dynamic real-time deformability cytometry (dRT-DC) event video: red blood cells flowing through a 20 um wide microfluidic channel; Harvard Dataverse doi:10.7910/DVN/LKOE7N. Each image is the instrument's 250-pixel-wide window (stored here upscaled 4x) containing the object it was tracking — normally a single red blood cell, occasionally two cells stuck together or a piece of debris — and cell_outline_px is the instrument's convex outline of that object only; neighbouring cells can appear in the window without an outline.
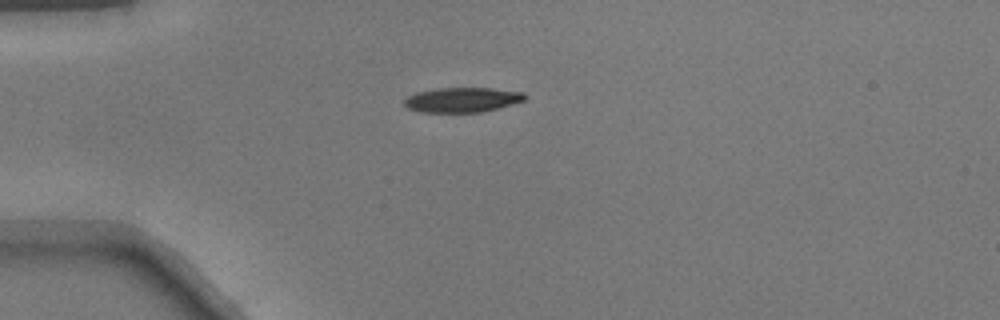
{"species": "common noctule bat (a hibernating species)", "species_latin": "Nyctalus noctula", "temperature_condition": "warm", "stored_images_in_passage": 38, "camera_frame_rate_fps": 3000, "um_per_image_px": 0.085, "animal": {"sex": "male", "body_mass_g": 17.9}, "frame": {"image": 1, "passage_image": 1, "time_ms": 0.0, "image_size_px": [1000, 320], "cell_outline_px": [[528, 96], [524, 100], [512, 104], [480, 112], [420, 112], [408, 108], [404, 104], [404, 100], [408, 96], [416, 92], [436, 88], [488, 88], [524, 92]], "centroid_in_image_um": [39.28, 8.48], "position_along_channel_um": 45.7, "area_um2": 17.34}}
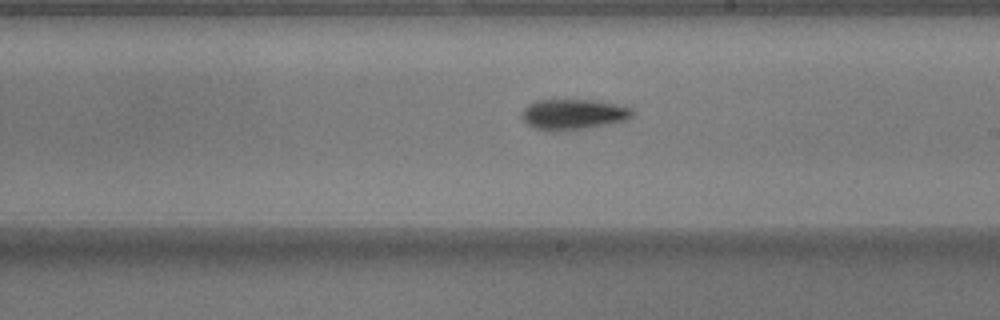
{"frame": {"image": 2, "passage_image": 17, "time_ms": 5.333, "image_size_px": [1000, 320], "cell_outline_px": [[632, 116], [628, 120], [588, 128], [532, 128], [520, 116], [520, 112], [528, 104], [536, 100], [600, 100], [632, 108]], "centroid_in_image_um": [48.76, 9.67], "position_along_channel_um": 240.2, "area_um2": 19.19}}
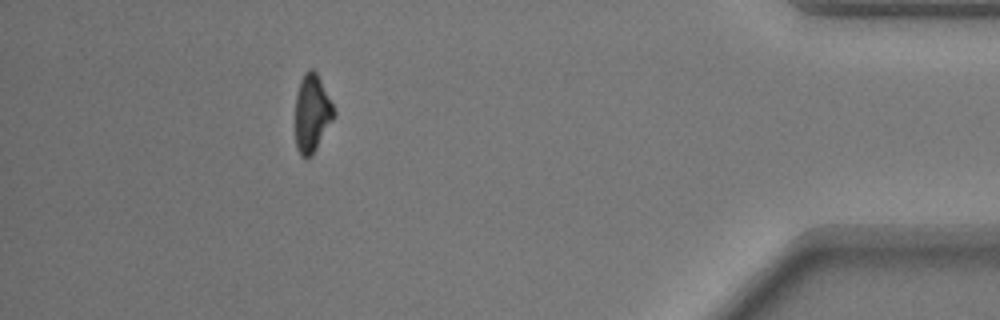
{"frame": {"image": 3, "passage_image": 33, "time_ms": 10.667, "image_size_px": [1000, 320], "cell_outline_px": [[336, 116], [316, 148], [308, 156], [300, 156], [296, 148], [296, 92], [300, 80], [304, 72], [308, 68], [312, 68], [316, 72], [336, 112]], "centroid_in_image_um": [26.51, 9.59], "position_along_channel_um": 408.7, "area_um2": 17.28}}